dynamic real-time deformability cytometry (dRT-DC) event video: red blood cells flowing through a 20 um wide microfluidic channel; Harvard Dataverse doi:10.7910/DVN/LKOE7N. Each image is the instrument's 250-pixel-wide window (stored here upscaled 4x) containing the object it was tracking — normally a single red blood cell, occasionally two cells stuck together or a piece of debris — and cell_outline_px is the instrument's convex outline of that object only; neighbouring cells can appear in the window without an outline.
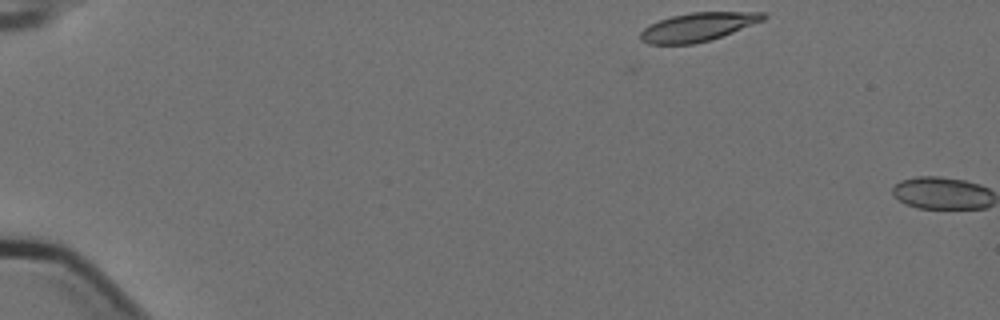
{"species": "Egyptian fruit bat (a non-hibernating species)", "species_latin": "Rousettus aegyptiacus", "temperature_condition": "cold", "stored_images_in_passage": 2, "camera_frame_rate_fps": 3000, "um_per_image_px": 0.085, "animal": {"sex": "female"}, "frame": {"image": 1, "passage_image": 1, "time_ms": 0.0, "image_size_px": [1000, 320], "cell_outline_px": [[768, 16], [764, 20], [732, 32], [708, 40], [692, 44], [648, 44], [640, 40], [640, 32], [644, 28], [660, 20], [672, 16], [692, 12], [764, 12]], "centroid_in_image_um": [59.31, 2.29], "position_along_channel_um": 25.7, "area_um2": 20.17}}